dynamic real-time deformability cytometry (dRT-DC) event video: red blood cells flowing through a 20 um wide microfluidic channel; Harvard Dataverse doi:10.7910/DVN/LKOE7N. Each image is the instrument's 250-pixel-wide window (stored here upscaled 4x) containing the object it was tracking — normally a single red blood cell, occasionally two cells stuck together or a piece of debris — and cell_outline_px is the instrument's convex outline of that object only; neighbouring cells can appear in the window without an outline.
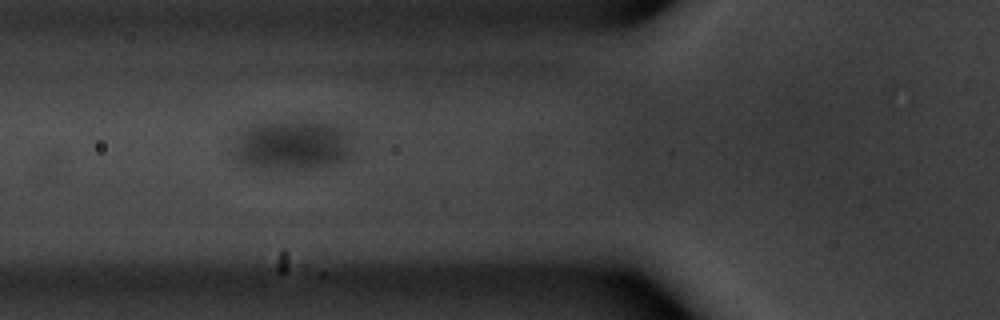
{"species": "common noctule bat (a hibernating species)", "species_latin": "Nyctalus noctula", "temperature_condition": "warm", "stored_images_in_passage": 23, "camera_frame_rate_fps": 3000, "um_per_image_px": 0.085, "animal": {"sex": "male", "body_mass_g": 20.1, "forearm_length_mm": 53.5}, "frame": {"image": 1, "passage_image": 17, "time_ms": 5.333, "image_size_px": [1000, 320], "cell_outline_px": [[340, 156], [332, 160], [304, 164], [260, 164], [244, 160], [244, 148], [248, 132], [252, 128], [272, 124], [324, 124], [332, 128], [340, 152]], "centroid_in_image_um": [24.73, 12.27], "position_along_channel_um": 101.1, "area_um2": 24.8}}